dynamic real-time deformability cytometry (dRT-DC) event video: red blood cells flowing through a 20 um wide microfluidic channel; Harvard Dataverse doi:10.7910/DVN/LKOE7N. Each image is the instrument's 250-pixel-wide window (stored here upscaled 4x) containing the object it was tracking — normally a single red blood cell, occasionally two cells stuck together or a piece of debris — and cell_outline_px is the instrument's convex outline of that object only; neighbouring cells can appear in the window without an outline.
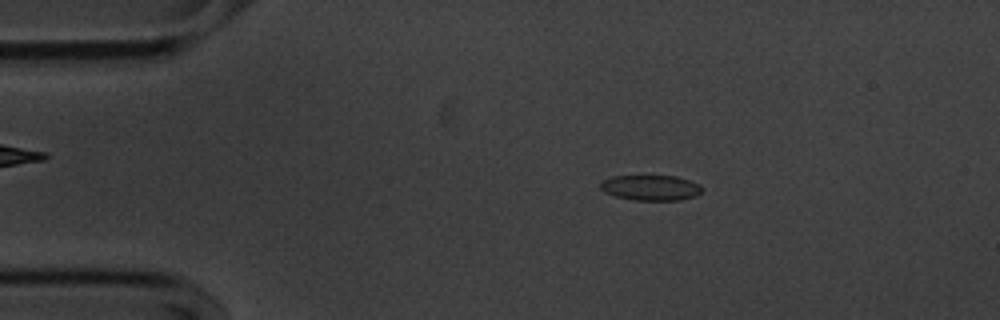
{"species": "common noctule bat (a hibernating species)", "species_latin": "Nyctalus noctula", "temperature_condition": "cold", "stored_images_in_passage": 54, "camera_frame_rate_fps": 3000, "um_per_image_px": 0.085, "animal": {"sex": "male", "body_mass_g": 20.1, "forearm_length_mm": 53.5}, "frame": {"image": 1, "passage_image": 9, "time_ms": 2.667, "image_size_px": [1000, 320], "cell_outline_px": [[704, 188], [696, 196], [680, 200], [632, 200], [616, 196], [604, 192], [600, 188], [600, 180], [612, 176], [676, 176], [688, 180]], "centroid_in_image_um": [55.27, 15.96], "position_along_channel_um": 29.7, "area_um2": 15.03}}
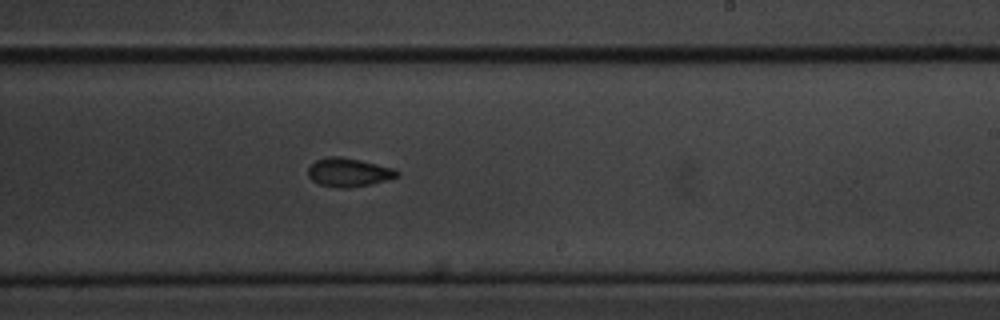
{"frame": {"image": 2, "passage_image": 32, "time_ms": 10.333, "image_size_px": [1000, 320], "cell_outline_px": [[400, 176], [372, 184], [348, 188], [336, 188], [320, 184], [312, 180], [308, 176], [308, 168], [316, 160], [328, 156], [340, 156], [360, 160], [396, 168], [400, 172]], "centroid_in_image_um": [29.67, 14.65], "position_along_channel_um": 259.3, "area_um2": 15.03}}
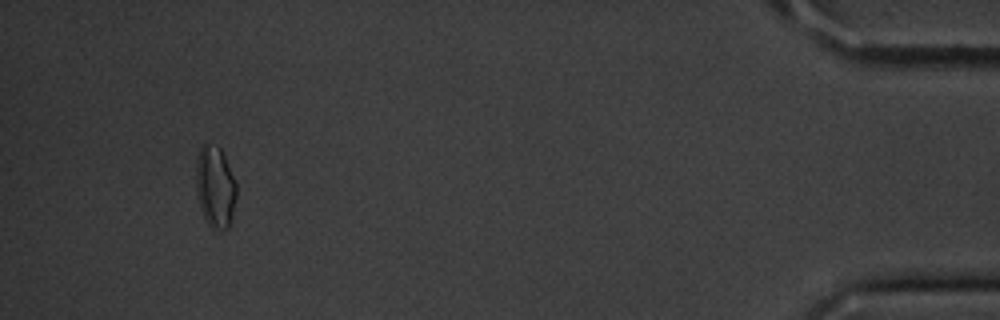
{"frame": {"image": 3, "passage_image": 51, "time_ms": 16.667, "image_size_px": [1000, 320], "cell_outline_px": [[236, 196], [228, 228], [216, 228], [208, 224], [200, 208], [196, 192], [196, 160], [200, 148], [204, 144], [220, 148], [224, 156], [236, 184]], "centroid_in_image_um": [18.27, 15.87], "position_along_channel_um": 416.9, "area_um2": 18.67}, "authors_computed_cell_mechanics": {"area_um2": 15.2014, "velocity_mm_per_s": 3.5956, "shape_relaxation_time_tau1_ms": 3.1884, "shape_relaxation_time_tau2_ms": 5.6878, "deformation_change_tau1": 0.0924, "deformation_change_tau2": 0.077}}